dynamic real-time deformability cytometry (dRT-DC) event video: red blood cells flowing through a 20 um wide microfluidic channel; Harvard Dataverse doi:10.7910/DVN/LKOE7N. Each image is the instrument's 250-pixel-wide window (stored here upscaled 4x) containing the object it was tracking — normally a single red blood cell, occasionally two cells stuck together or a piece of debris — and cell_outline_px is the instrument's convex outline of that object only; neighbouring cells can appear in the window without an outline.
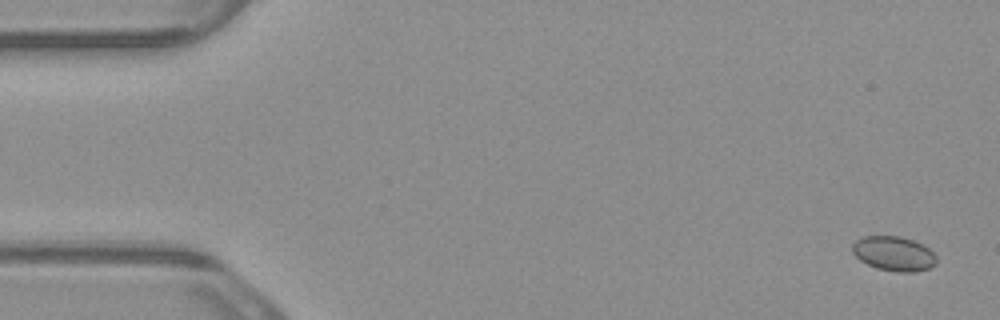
{"species": "common noctule bat (a hibernating species)", "species_latin": "Nyctalus noctula", "temperature_condition": "warm", "stored_images_in_passage": 5, "camera_frame_rate_fps": 3000, "um_per_image_px": 0.085, "animal": {"sex": "male", "body_mass_g": 23.1, "forearm_length_mm": 52.7}, "frame": {"image": 1, "passage_image": 1, "time_ms": 0.0, "image_size_px": [1000, 320], "cell_outline_px": [[936, 264], [928, 268], [916, 272], [896, 272], [876, 268], [860, 260], [852, 252], [852, 244], [856, 240], [864, 236], [900, 236], [912, 240], [928, 248], [936, 256]], "centroid_in_image_um": [75.96, 21.56], "position_along_channel_um": 9.0, "area_um2": 16.88}}
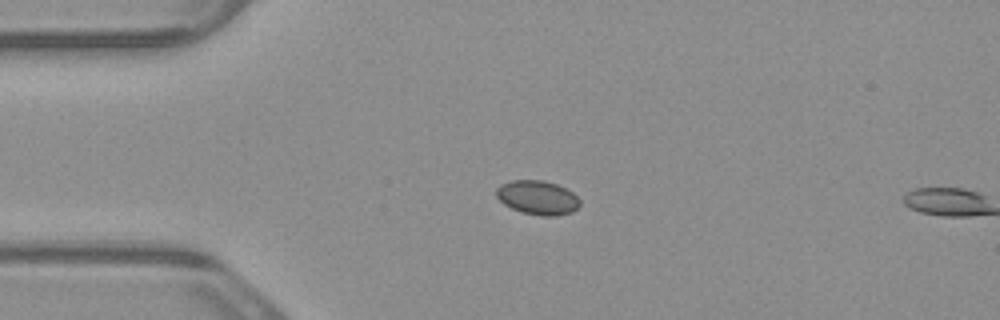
{"frame": {"image": 2, "passage_image": 4, "time_ms": 1.0, "image_size_px": [1000, 320], "cell_outline_px": [[580, 204], [572, 212], [556, 216], [540, 216], [520, 212], [504, 204], [496, 196], [496, 188], [500, 184], [512, 180], [544, 180], [556, 184], [572, 192], [580, 200]], "centroid_in_image_um": [45.67, 16.8], "position_along_channel_um": 39.3, "area_um2": 16.65}}